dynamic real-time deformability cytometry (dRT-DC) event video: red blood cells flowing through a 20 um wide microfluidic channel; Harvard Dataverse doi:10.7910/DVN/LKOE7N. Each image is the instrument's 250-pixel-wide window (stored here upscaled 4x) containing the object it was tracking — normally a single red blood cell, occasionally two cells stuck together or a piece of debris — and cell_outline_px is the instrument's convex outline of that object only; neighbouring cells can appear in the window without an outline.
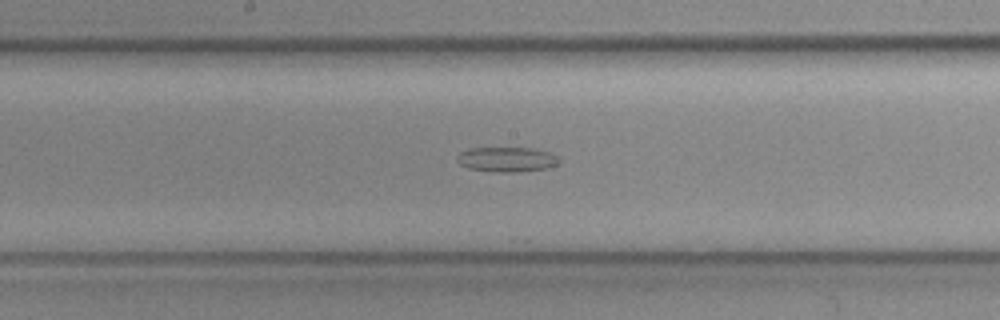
{"species": "common noctule bat (a hibernating species)", "species_latin": "Nyctalus noctula", "temperature_condition": "cold", "stored_images_in_passage": 56, "segment_of_instrument_passage": [2, 2], "camera_frame_rate_fps": 3000, "um_per_image_px": 0.085, "animal": {"sex": "female", "body_mass_g": 19.3, "forearm_length_mm": 54.1}, "frame": {"image": 1, "passage_image": 30, "time_ms": 9.667, "image_size_px": [1000, 320], "cell_outline_px": [[560, 164], [548, 168], [516, 172], [492, 172], [468, 168], [460, 164], [456, 160], [456, 156], [460, 152], [472, 148], [532, 148], [548, 152], [556, 156], [560, 160]], "centroid_in_image_um": [43.07, 13.56], "position_along_channel_um": 205.1, "area_um2": 14.85}}
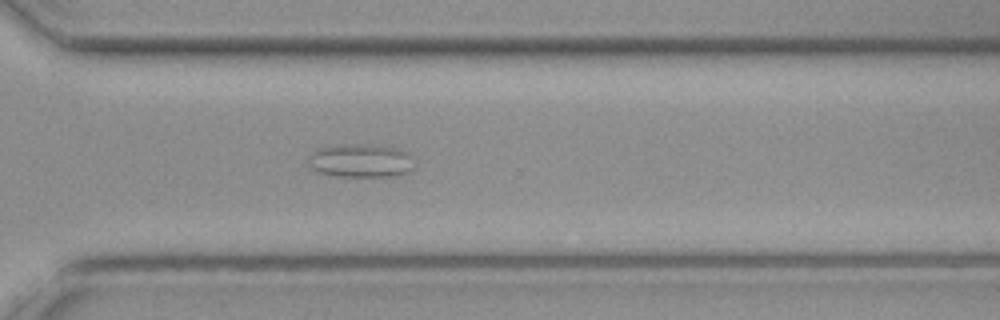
{"frame": {"image": 2, "passage_image": 41, "time_ms": 13.333, "image_size_px": [1000, 320], "cell_outline_px": [[416, 168], [412, 172], [400, 176], [336, 176], [316, 172], [304, 160], [316, 148], [332, 144], [360, 144], [392, 148], [404, 152], [416, 160]], "centroid_in_image_um": [30.63, 13.67], "position_along_channel_um": 340.0, "area_um2": 21.27}}
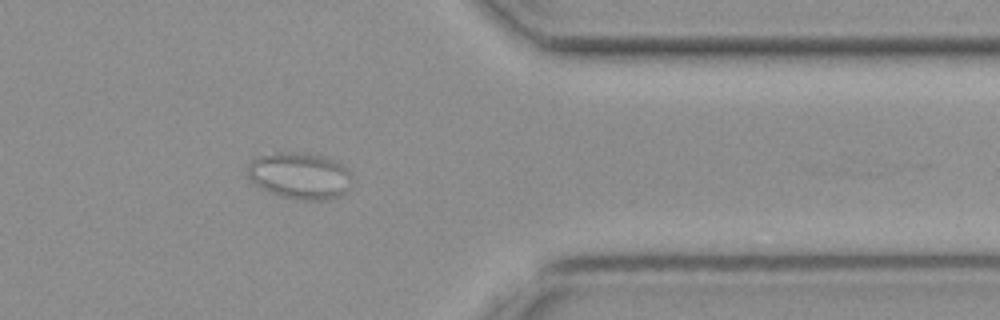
{"frame": {"image": 3, "passage_image": 46, "time_ms": 15.0, "image_size_px": [1000, 320], "cell_outline_px": [[352, 184], [340, 196], [324, 200], [300, 200], [280, 196], [260, 188], [248, 176], [248, 164], [256, 156], [276, 152], [304, 152], [320, 156], [332, 160], [348, 168], [352, 176]], "centroid_in_image_um": [25.48, 14.93], "position_along_channel_um": 385.9, "area_um2": 28.5}}